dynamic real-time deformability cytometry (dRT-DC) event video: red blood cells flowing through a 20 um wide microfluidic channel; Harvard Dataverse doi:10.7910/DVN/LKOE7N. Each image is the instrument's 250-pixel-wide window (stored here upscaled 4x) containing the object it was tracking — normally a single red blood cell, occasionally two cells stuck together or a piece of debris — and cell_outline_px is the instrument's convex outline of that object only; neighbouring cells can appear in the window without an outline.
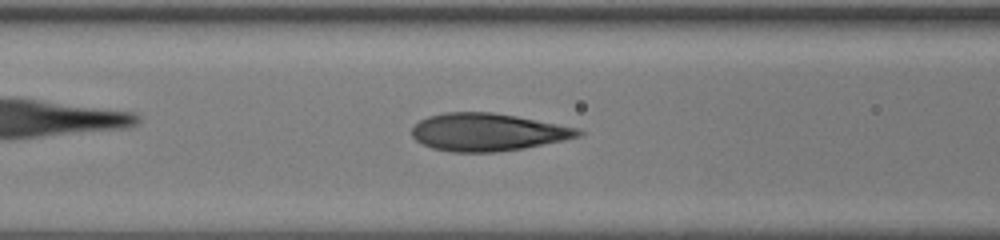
{"species": "human", "species_latin": "Homo sapiens", "temperature_condition": "room temperature", "stored_images_in_passage": 30, "camera_frame_rate_fps": 3000, "um_per_image_px": 0.085, "donor": {"sex": "female"}, "frame": {"image": 1, "passage_image": 11, "time_ms": 3.333, "image_size_px": [1000, 240], "cell_outline_px": [[584, 132], [580, 136], [564, 140], [524, 148], [496, 152], [452, 152], [432, 148], [416, 140], [412, 136], [412, 128], [420, 120], [428, 116], [444, 112], [492, 112], [516, 116], [576, 128]], "centroid_in_image_um": [41.42, 11.23], "position_along_channel_um": 125.2, "area_um2": 36.24}}
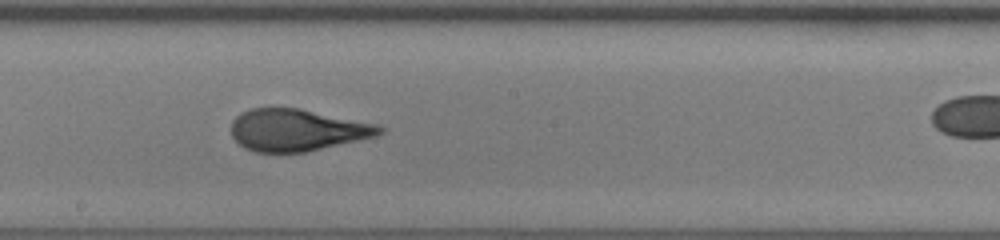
{"frame": {"image": 2, "passage_image": 18, "time_ms": 5.667, "image_size_px": [1000, 240], "cell_outline_px": [[384, 132], [376, 136], [304, 152], [256, 152], [244, 148], [232, 136], [232, 120], [240, 112], [252, 108], [296, 108], [376, 124], [384, 128]], "centroid_in_image_um": [25.21, 11.05], "position_along_channel_um": 223.0, "area_um2": 35.78}}
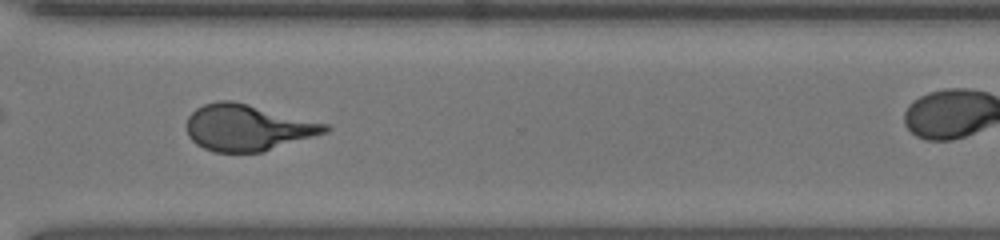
{"frame": {"image": 3, "passage_image": 27, "time_ms": 8.667, "image_size_px": [1000, 240], "cell_outline_px": [[332, 128], [328, 132], [264, 152], [216, 152], [204, 148], [196, 144], [188, 136], [188, 116], [196, 108], [204, 104], [216, 100], [232, 100], [328, 124]], "centroid_in_image_um": [21.06, 10.85], "position_along_channel_um": 349.5, "area_um2": 37.34}, "authors_computed_cell_mechanics": {"area_um2": 36.5007, "velocity_mm_per_s": 4.2025, "shape_relaxation_time_tau1_ms": 4.6019, "shape_relaxation_time_tau2_ms": 0.8785, "deformation_change_tau1": 0.18, "deformation_change_tau2": 0.0726}}